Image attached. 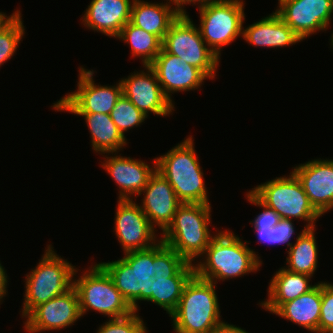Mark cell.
<instances>
[{"label": "cell", "mask_w": 333, "mask_h": 333, "mask_svg": "<svg viewBox=\"0 0 333 333\" xmlns=\"http://www.w3.org/2000/svg\"><path fill=\"white\" fill-rule=\"evenodd\" d=\"M216 287L191 269L163 270L151 277L152 303L169 314L176 333H211L223 321Z\"/></svg>", "instance_id": "6da1fadb"}, {"label": "cell", "mask_w": 333, "mask_h": 333, "mask_svg": "<svg viewBox=\"0 0 333 333\" xmlns=\"http://www.w3.org/2000/svg\"><path fill=\"white\" fill-rule=\"evenodd\" d=\"M89 268L73 278L81 316L93 310L108 319L122 318L134 312L138 302H152L151 277L143 269L106 262Z\"/></svg>", "instance_id": "7a4b0ae2"}, {"label": "cell", "mask_w": 333, "mask_h": 333, "mask_svg": "<svg viewBox=\"0 0 333 333\" xmlns=\"http://www.w3.org/2000/svg\"><path fill=\"white\" fill-rule=\"evenodd\" d=\"M210 223L211 204L181 203L173 222L158 237L161 240L162 271L190 269L215 236L209 229Z\"/></svg>", "instance_id": "3957f363"}, {"label": "cell", "mask_w": 333, "mask_h": 333, "mask_svg": "<svg viewBox=\"0 0 333 333\" xmlns=\"http://www.w3.org/2000/svg\"><path fill=\"white\" fill-rule=\"evenodd\" d=\"M114 231L124 257L106 263L132 265L143 269L150 277L162 271L161 240L157 239L141 207L133 199H118Z\"/></svg>", "instance_id": "277c9868"}, {"label": "cell", "mask_w": 333, "mask_h": 333, "mask_svg": "<svg viewBox=\"0 0 333 333\" xmlns=\"http://www.w3.org/2000/svg\"><path fill=\"white\" fill-rule=\"evenodd\" d=\"M206 248L202 259L190 268L198 277L215 284L257 272L262 260L247 241L243 242L232 231H217ZM218 279V280H217Z\"/></svg>", "instance_id": "5b68a950"}, {"label": "cell", "mask_w": 333, "mask_h": 333, "mask_svg": "<svg viewBox=\"0 0 333 333\" xmlns=\"http://www.w3.org/2000/svg\"><path fill=\"white\" fill-rule=\"evenodd\" d=\"M156 170L168 180L181 203L211 204L192 136L158 156Z\"/></svg>", "instance_id": "8992f818"}, {"label": "cell", "mask_w": 333, "mask_h": 333, "mask_svg": "<svg viewBox=\"0 0 333 333\" xmlns=\"http://www.w3.org/2000/svg\"><path fill=\"white\" fill-rule=\"evenodd\" d=\"M48 244L35 269L26 274L22 317L25 318L35 307L59 296L73 287L77 268L59 256Z\"/></svg>", "instance_id": "52a82bcc"}, {"label": "cell", "mask_w": 333, "mask_h": 333, "mask_svg": "<svg viewBox=\"0 0 333 333\" xmlns=\"http://www.w3.org/2000/svg\"><path fill=\"white\" fill-rule=\"evenodd\" d=\"M250 192L262 204L276 211L281 219H301L307 222L305 229L315 228L316 220L321 217L292 171L289 176L266 181L252 188Z\"/></svg>", "instance_id": "ba28073f"}, {"label": "cell", "mask_w": 333, "mask_h": 333, "mask_svg": "<svg viewBox=\"0 0 333 333\" xmlns=\"http://www.w3.org/2000/svg\"><path fill=\"white\" fill-rule=\"evenodd\" d=\"M162 49L200 69L209 79L216 76L220 59L204 42L189 14H179L162 40Z\"/></svg>", "instance_id": "9c48e42d"}, {"label": "cell", "mask_w": 333, "mask_h": 333, "mask_svg": "<svg viewBox=\"0 0 333 333\" xmlns=\"http://www.w3.org/2000/svg\"><path fill=\"white\" fill-rule=\"evenodd\" d=\"M244 7V0H212L199 7L198 28L204 42L219 59L223 46L242 37Z\"/></svg>", "instance_id": "30bf717a"}, {"label": "cell", "mask_w": 333, "mask_h": 333, "mask_svg": "<svg viewBox=\"0 0 333 333\" xmlns=\"http://www.w3.org/2000/svg\"><path fill=\"white\" fill-rule=\"evenodd\" d=\"M94 71L79 68L77 89L60 98L51 106L56 111L73 113L110 114L117 100L122 95V84L106 86L96 84Z\"/></svg>", "instance_id": "8fae6325"}, {"label": "cell", "mask_w": 333, "mask_h": 333, "mask_svg": "<svg viewBox=\"0 0 333 333\" xmlns=\"http://www.w3.org/2000/svg\"><path fill=\"white\" fill-rule=\"evenodd\" d=\"M275 12L303 41L326 31L333 14V0H278Z\"/></svg>", "instance_id": "7c38bea8"}, {"label": "cell", "mask_w": 333, "mask_h": 333, "mask_svg": "<svg viewBox=\"0 0 333 333\" xmlns=\"http://www.w3.org/2000/svg\"><path fill=\"white\" fill-rule=\"evenodd\" d=\"M78 294L74 287L65 293L35 307L26 317L24 328L28 333H42L73 326L80 319Z\"/></svg>", "instance_id": "4fadbf2b"}, {"label": "cell", "mask_w": 333, "mask_h": 333, "mask_svg": "<svg viewBox=\"0 0 333 333\" xmlns=\"http://www.w3.org/2000/svg\"><path fill=\"white\" fill-rule=\"evenodd\" d=\"M143 67L146 71H134L126 78H121L122 94L147 117L149 113L160 117L169 116L175 111V105L164 95L150 66Z\"/></svg>", "instance_id": "5bb4252c"}, {"label": "cell", "mask_w": 333, "mask_h": 333, "mask_svg": "<svg viewBox=\"0 0 333 333\" xmlns=\"http://www.w3.org/2000/svg\"><path fill=\"white\" fill-rule=\"evenodd\" d=\"M155 72L164 95L173 103L172 95L182 91L198 90L209 79L200 69L183 62L179 57L161 49L149 65Z\"/></svg>", "instance_id": "9a60e30c"}, {"label": "cell", "mask_w": 333, "mask_h": 333, "mask_svg": "<svg viewBox=\"0 0 333 333\" xmlns=\"http://www.w3.org/2000/svg\"><path fill=\"white\" fill-rule=\"evenodd\" d=\"M292 172L321 216L333 209V159H314L293 167Z\"/></svg>", "instance_id": "2e32d148"}, {"label": "cell", "mask_w": 333, "mask_h": 333, "mask_svg": "<svg viewBox=\"0 0 333 333\" xmlns=\"http://www.w3.org/2000/svg\"><path fill=\"white\" fill-rule=\"evenodd\" d=\"M114 154V155H113ZM118 153H106L101 167L111 176L119 187V200L137 198L141 191L146 187L150 176L156 170V158L150 164L138 159L119 156ZM137 195V197H136ZM132 196H134L132 198Z\"/></svg>", "instance_id": "e0dca14e"}, {"label": "cell", "mask_w": 333, "mask_h": 333, "mask_svg": "<svg viewBox=\"0 0 333 333\" xmlns=\"http://www.w3.org/2000/svg\"><path fill=\"white\" fill-rule=\"evenodd\" d=\"M141 209L151 225L162 233L173 222L174 215L181 202L168 180L157 170L150 176L146 187L141 191Z\"/></svg>", "instance_id": "ac0fdd59"}, {"label": "cell", "mask_w": 333, "mask_h": 333, "mask_svg": "<svg viewBox=\"0 0 333 333\" xmlns=\"http://www.w3.org/2000/svg\"><path fill=\"white\" fill-rule=\"evenodd\" d=\"M134 0H92L84 11L85 28L117 38L121 29L130 21Z\"/></svg>", "instance_id": "d6986e66"}, {"label": "cell", "mask_w": 333, "mask_h": 333, "mask_svg": "<svg viewBox=\"0 0 333 333\" xmlns=\"http://www.w3.org/2000/svg\"><path fill=\"white\" fill-rule=\"evenodd\" d=\"M242 38L249 45L263 48L287 47L302 41L276 12L243 28Z\"/></svg>", "instance_id": "ffe728a7"}, {"label": "cell", "mask_w": 333, "mask_h": 333, "mask_svg": "<svg viewBox=\"0 0 333 333\" xmlns=\"http://www.w3.org/2000/svg\"><path fill=\"white\" fill-rule=\"evenodd\" d=\"M311 278L312 276L294 273L281 267L269 282L268 299L258 304L273 314L283 303L292 301L313 289L316 284L310 285Z\"/></svg>", "instance_id": "44dd1931"}, {"label": "cell", "mask_w": 333, "mask_h": 333, "mask_svg": "<svg viewBox=\"0 0 333 333\" xmlns=\"http://www.w3.org/2000/svg\"><path fill=\"white\" fill-rule=\"evenodd\" d=\"M322 304V282L298 298L283 303L276 314L302 328L319 333V319Z\"/></svg>", "instance_id": "7402d4cb"}, {"label": "cell", "mask_w": 333, "mask_h": 333, "mask_svg": "<svg viewBox=\"0 0 333 333\" xmlns=\"http://www.w3.org/2000/svg\"><path fill=\"white\" fill-rule=\"evenodd\" d=\"M179 13L167 1L151 3L134 0L131 8L130 22L144 31L158 36L161 40L169 30L171 23Z\"/></svg>", "instance_id": "603a6c76"}, {"label": "cell", "mask_w": 333, "mask_h": 333, "mask_svg": "<svg viewBox=\"0 0 333 333\" xmlns=\"http://www.w3.org/2000/svg\"><path fill=\"white\" fill-rule=\"evenodd\" d=\"M84 117L88 130L91 134V146L95 153L105 155L106 153H118L127 140L117 129L110 114L102 113H74Z\"/></svg>", "instance_id": "cb8c5ba5"}, {"label": "cell", "mask_w": 333, "mask_h": 333, "mask_svg": "<svg viewBox=\"0 0 333 333\" xmlns=\"http://www.w3.org/2000/svg\"><path fill=\"white\" fill-rule=\"evenodd\" d=\"M315 230L316 228H304L300 231L295 243L287 250L286 267L283 268L294 273L314 276L319 258Z\"/></svg>", "instance_id": "d4e9b609"}, {"label": "cell", "mask_w": 333, "mask_h": 333, "mask_svg": "<svg viewBox=\"0 0 333 333\" xmlns=\"http://www.w3.org/2000/svg\"><path fill=\"white\" fill-rule=\"evenodd\" d=\"M117 39L129 44L131 54L141 57L143 66L150 65L162 49V40L133 25L130 21L121 29Z\"/></svg>", "instance_id": "484cf974"}, {"label": "cell", "mask_w": 333, "mask_h": 333, "mask_svg": "<svg viewBox=\"0 0 333 333\" xmlns=\"http://www.w3.org/2000/svg\"><path fill=\"white\" fill-rule=\"evenodd\" d=\"M20 10L0 30V67L16 54L20 41L24 38L25 26Z\"/></svg>", "instance_id": "4316f807"}, {"label": "cell", "mask_w": 333, "mask_h": 333, "mask_svg": "<svg viewBox=\"0 0 333 333\" xmlns=\"http://www.w3.org/2000/svg\"><path fill=\"white\" fill-rule=\"evenodd\" d=\"M110 117L124 138H126L125 132L140 126L147 118V116L123 94L110 112Z\"/></svg>", "instance_id": "83f0119b"}, {"label": "cell", "mask_w": 333, "mask_h": 333, "mask_svg": "<svg viewBox=\"0 0 333 333\" xmlns=\"http://www.w3.org/2000/svg\"><path fill=\"white\" fill-rule=\"evenodd\" d=\"M138 310L139 307L126 317L109 319L99 326L97 333H148L143 319L136 314Z\"/></svg>", "instance_id": "f1b7e54d"}, {"label": "cell", "mask_w": 333, "mask_h": 333, "mask_svg": "<svg viewBox=\"0 0 333 333\" xmlns=\"http://www.w3.org/2000/svg\"><path fill=\"white\" fill-rule=\"evenodd\" d=\"M333 332V284L322 282V304L319 319V333Z\"/></svg>", "instance_id": "f546056e"}, {"label": "cell", "mask_w": 333, "mask_h": 333, "mask_svg": "<svg viewBox=\"0 0 333 333\" xmlns=\"http://www.w3.org/2000/svg\"><path fill=\"white\" fill-rule=\"evenodd\" d=\"M246 199L253 205L263 208V211L250 221L254 229H271L279 223L281 218L277 212L262 204L250 191L246 193Z\"/></svg>", "instance_id": "4dcf8cb0"}, {"label": "cell", "mask_w": 333, "mask_h": 333, "mask_svg": "<svg viewBox=\"0 0 333 333\" xmlns=\"http://www.w3.org/2000/svg\"><path fill=\"white\" fill-rule=\"evenodd\" d=\"M294 220L290 219H280L279 223L276 225V231L278 236V245L286 244L287 249L292 244L290 243L291 237L295 234Z\"/></svg>", "instance_id": "1f68e13d"}, {"label": "cell", "mask_w": 333, "mask_h": 333, "mask_svg": "<svg viewBox=\"0 0 333 333\" xmlns=\"http://www.w3.org/2000/svg\"><path fill=\"white\" fill-rule=\"evenodd\" d=\"M254 233H256L258 242L260 243H268L269 245L278 244V236L276 231V226L271 229H254Z\"/></svg>", "instance_id": "d6a6232c"}, {"label": "cell", "mask_w": 333, "mask_h": 333, "mask_svg": "<svg viewBox=\"0 0 333 333\" xmlns=\"http://www.w3.org/2000/svg\"><path fill=\"white\" fill-rule=\"evenodd\" d=\"M211 333H249L241 327L222 321Z\"/></svg>", "instance_id": "836d02e7"}, {"label": "cell", "mask_w": 333, "mask_h": 333, "mask_svg": "<svg viewBox=\"0 0 333 333\" xmlns=\"http://www.w3.org/2000/svg\"><path fill=\"white\" fill-rule=\"evenodd\" d=\"M171 6L175 5L174 9L179 13V14H187L186 9H184L185 5L190 4H197L198 8L200 7V0H166Z\"/></svg>", "instance_id": "e575fe53"}, {"label": "cell", "mask_w": 333, "mask_h": 333, "mask_svg": "<svg viewBox=\"0 0 333 333\" xmlns=\"http://www.w3.org/2000/svg\"><path fill=\"white\" fill-rule=\"evenodd\" d=\"M0 262V303L3 301V297H5L8 293L7 284H8V276L6 270ZM1 305V304H0Z\"/></svg>", "instance_id": "d590c367"}, {"label": "cell", "mask_w": 333, "mask_h": 333, "mask_svg": "<svg viewBox=\"0 0 333 333\" xmlns=\"http://www.w3.org/2000/svg\"><path fill=\"white\" fill-rule=\"evenodd\" d=\"M18 11L19 10L14 11L10 16H7L4 12H0V30L14 17Z\"/></svg>", "instance_id": "8d00e7d4"}, {"label": "cell", "mask_w": 333, "mask_h": 333, "mask_svg": "<svg viewBox=\"0 0 333 333\" xmlns=\"http://www.w3.org/2000/svg\"><path fill=\"white\" fill-rule=\"evenodd\" d=\"M209 1H212V0H200V6H202L205 3H208Z\"/></svg>", "instance_id": "74e56055"}, {"label": "cell", "mask_w": 333, "mask_h": 333, "mask_svg": "<svg viewBox=\"0 0 333 333\" xmlns=\"http://www.w3.org/2000/svg\"><path fill=\"white\" fill-rule=\"evenodd\" d=\"M330 41H331V42H330V44H331V45H330V46H331L330 48L333 49V33H332V35H331V37H330Z\"/></svg>", "instance_id": "f35d334b"}]
</instances>
